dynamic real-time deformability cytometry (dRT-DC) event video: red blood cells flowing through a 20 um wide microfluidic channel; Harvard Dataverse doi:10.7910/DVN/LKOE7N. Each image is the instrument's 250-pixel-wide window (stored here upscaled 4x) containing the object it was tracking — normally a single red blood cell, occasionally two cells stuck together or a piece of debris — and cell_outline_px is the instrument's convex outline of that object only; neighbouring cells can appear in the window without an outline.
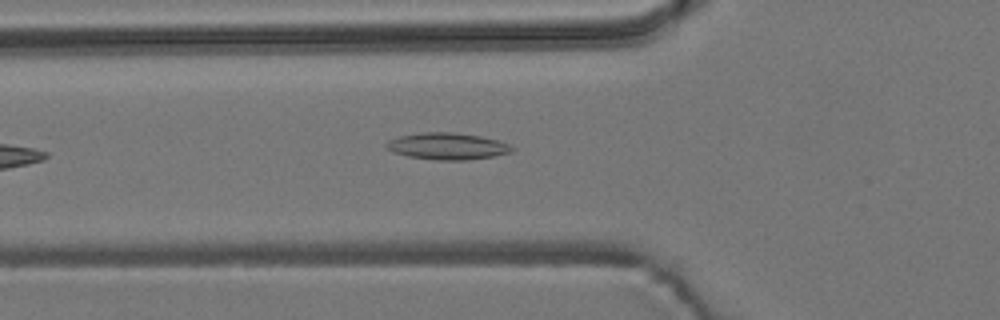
{"species": "common noctule bat (a hibernating species)", "species_latin": "Nyctalus noctula", "temperature_condition": "room temperature", "stored_images_in_passage": 12, "camera_frame_rate_fps": 3000, "um_per_image_px": 0.085, "animal": {"sex": "male", "body_mass_g": 19.2, "forearm_length_mm": 51.8}, "frame": {"image": 1, "passage_image": 7, "time_ms": 2.0, "image_size_px": [1000, 320], "cell_outline_px": [[516, 148], [512, 152], [492, 156], [468, 160], [436, 160], [408, 156], [392, 152], [384, 144], [388, 140], [400, 136], [420, 132], [452, 132], [480, 136], [500, 140]], "centroid_in_image_um": [38.03, 12.42], "position_along_channel_um": 87.8, "area_um2": 19.65}}